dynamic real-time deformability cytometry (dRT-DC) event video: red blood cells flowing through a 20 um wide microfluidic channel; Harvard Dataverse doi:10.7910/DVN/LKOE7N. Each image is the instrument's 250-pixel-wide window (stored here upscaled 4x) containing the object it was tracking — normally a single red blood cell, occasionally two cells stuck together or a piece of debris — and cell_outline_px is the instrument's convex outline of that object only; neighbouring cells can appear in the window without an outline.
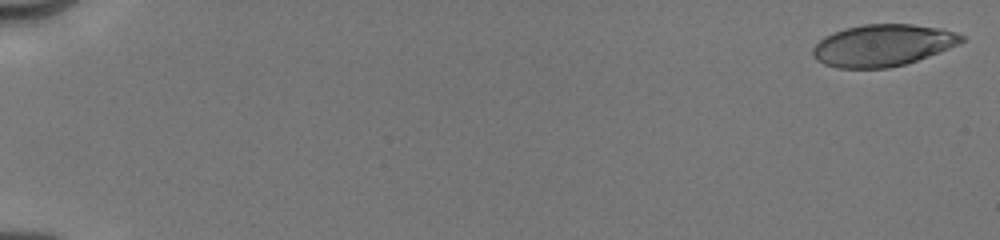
{"species": "human", "species_latin": "Homo sapiens", "temperature_condition": "cold", "stored_images_in_passage": 43, "camera_frame_rate_fps": 3000, "um_per_image_px": 0.085, "donor": {"sex": "male"}, "frame": {"image": 1, "passage_image": 1, "time_ms": 0.0, "image_size_px": [1000, 240], "cell_outline_px": [[964, 40], [948, 48], [916, 60], [904, 64], [888, 68], [840, 68], [824, 64], [816, 60], [812, 56], [812, 48], [824, 36], [832, 32], [844, 28], [864, 24], [912, 24], [944, 28], [956, 32], [964, 36]], "centroid_in_image_um": [74.99, 3.84], "position_along_channel_um": 10.0, "area_um2": 36.18}}
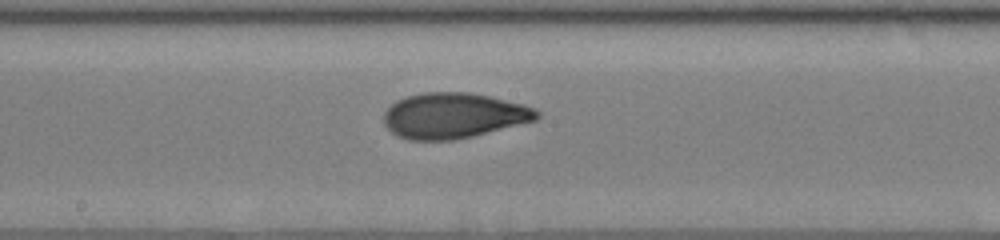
{"frame": {"image": 2, "passage_image": 24, "time_ms": 9.667, "image_size_px": [1000, 240], "cell_outline_px": [[540, 116], [536, 120], [456, 140], [408, 140], [396, 136], [384, 124], [384, 112], [396, 100], [408, 96], [424, 92], [468, 92], [488, 96], [524, 104], [536, 108], [540, 112]], "centroid_in_image_um": [38.55, 9.83], "position_along_channel_um": 209.6, "area_um2": 40.58}}
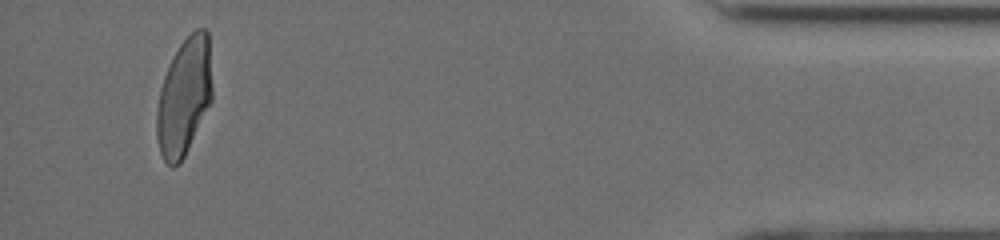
{"frame": {"image": 3, "passage_image": 41, "time_ms": 16.333, "image_size_px": [1000, 240], "cell_outline_px": [[212, 100], [180, 164], [172, 168], [164, 160], [160, 152], [156, 136], [156, 112], [160, 88], [164, 76], [172, 56], [180, 44], [196, 28], [204, 28], [208, 32], [212, 88]], "centroid_in_image_um": [15.64, 8.23], "position_along_channel_um": 419.6, "area_um2": 37.92}, "authors_computed_cell_mechanics": {"area_um2": 38.437, "velocity_mm_per_s": 4.0237, "shape_relaxation_time_tau1_ms": 6.1247, "shape_relaxation_time_tau2_ms": 1.4832, "deformation_change_tau1": 0.2211, "deformation_change_tau2": 0.071}}